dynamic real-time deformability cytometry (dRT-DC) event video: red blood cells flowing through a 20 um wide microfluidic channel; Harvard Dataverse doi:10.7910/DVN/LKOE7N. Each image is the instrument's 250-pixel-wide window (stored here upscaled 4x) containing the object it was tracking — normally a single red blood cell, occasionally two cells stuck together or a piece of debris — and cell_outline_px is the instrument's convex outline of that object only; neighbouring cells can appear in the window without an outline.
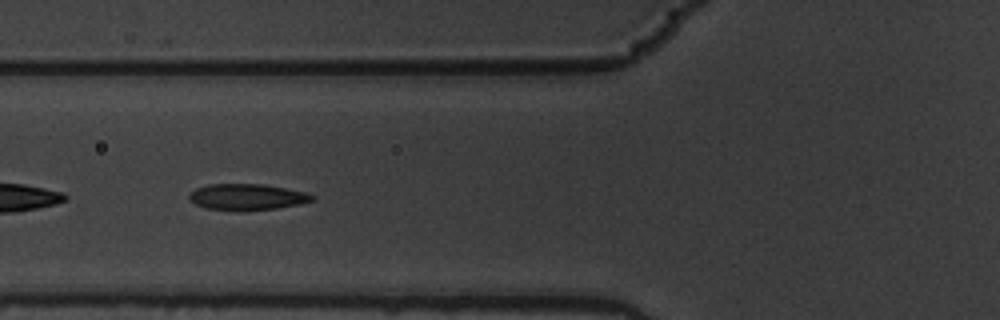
{"species": "common noctule bat (a hibernating species)", "species_latin": "Nyctalus noctula", "temperature_condition": "warm", "stored_images_in_passage": 29, "camera_frame_rate_fps": 3000, "um_per_image_px": 0.085, "animal": {"sex": "male", "body_mass_g": 19.5, "forearm_length_mm": 54.6}, "frame": {"image": 1, "passage_image": 12, "time_ms": 3.667, "image_size_px": [1000, 320], "cell_outline_px": [[316, 196], [312, 200], [300, 204], [276, 208], [204, 208], [188, 200], [188, 196], [196, 188], [208, 184], [264, 184], [304, 192]], "centroid_in_image_um": [20.99, 16.7], "position_along_channel_um": 104.8, "area_um2": 17.92}}
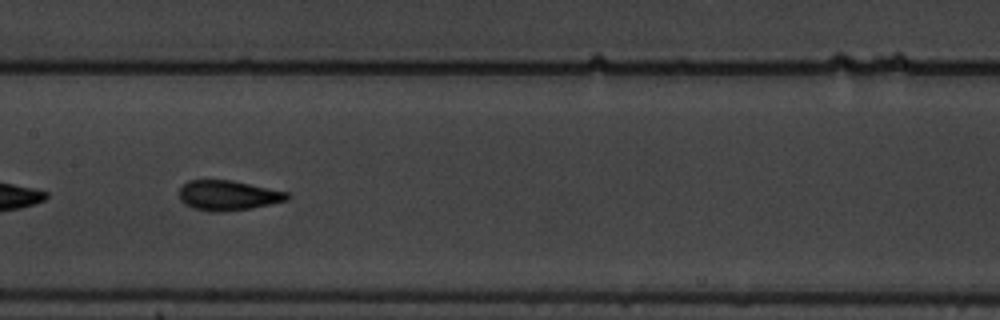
{"frame": {"image": 2, "passage_image": 19, "time_ms": 6.0, "image_size_px": [1000, 320], "cell_outline_px": [[292, 196], [288, 200], [248, 208], [224, 212], [212, 212], [196, 208], [184, 204], [180, 200], [180, 188], [188, 180], [232, 180], [288, 192]], "centroid_in_image_um": [19.39, 16.6], "position_along_channel_um": 188.0, "area_um2": 18.73}}
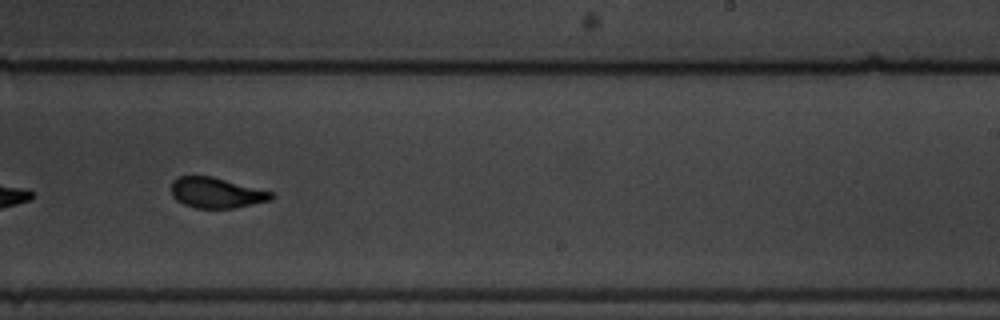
{"frame": {"image": 3, "passage_image": 26, "time_ms": 8.333, "image_size_px": [1000, 320], "cell_outline_px": [[272, 200], [232, 208], [196, 208], [184, 204], [176, 200], [172, 196], [172, 180], [180, 176], [212, 176], [272, 192]], "centroid_in_image_um": [18.36, 16.38], "position_along_channel_um": 270.6, "area_um2": 17.57}}